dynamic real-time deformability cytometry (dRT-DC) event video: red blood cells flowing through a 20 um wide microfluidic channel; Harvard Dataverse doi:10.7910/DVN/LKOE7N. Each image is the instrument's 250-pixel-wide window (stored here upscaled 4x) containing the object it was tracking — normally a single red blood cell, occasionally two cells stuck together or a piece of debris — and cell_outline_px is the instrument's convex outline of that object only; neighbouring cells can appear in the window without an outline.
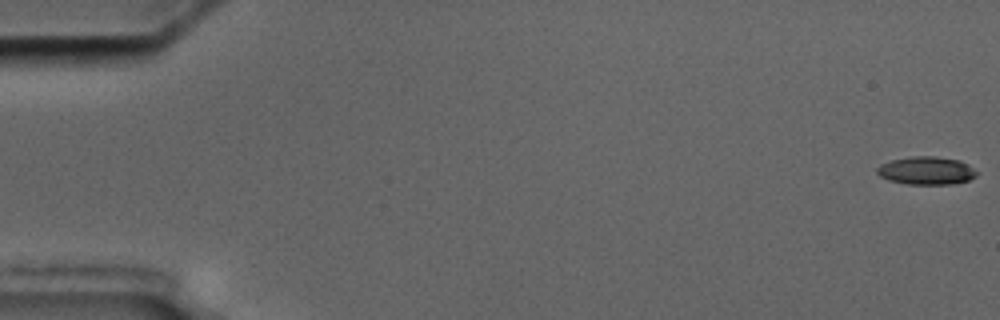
{"species": "common noctule bat (a hibernating species)", "species_latin": "Nyctalus noctula", "temperature_condition": "cold", "stored_images_in_passage": 57, "camera_frame_rate_fps": 3000, "um_per_image_px": 0.085, "animal": {"sex": "male", "body_mass_g": 17.5, "forearm_length_mm": 52.3}, "frame": {"image": 1, "passage_image": 1, "time_ms": 0.0, "image_size_px": [1000, 320], "cell_outline_px": [[980, 172], [976, 176], [968, 180], [952, 184], [904, 184], [888, 180], [880, 176], [876, 172], [876, 168], [880, 164], [892, 160], [912, 156], [936, 156], [960, 160], [968, 164]], "centroid_in_image_um": [78.75, 14.5], "position_along_channel_um": 6.2, "area_um2": 16.47}}
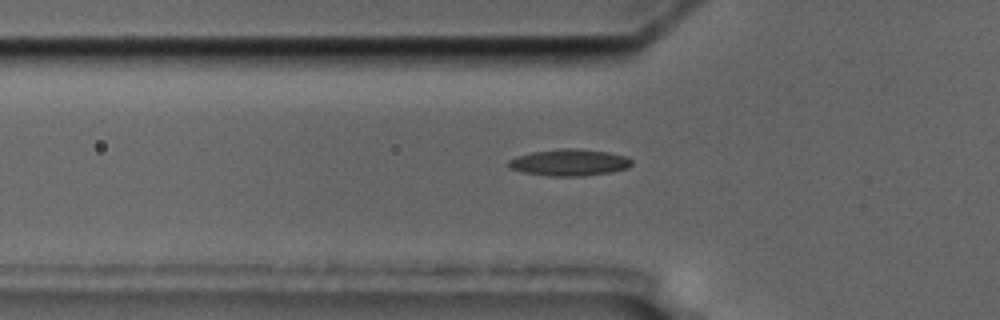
{"frame": {"image": 2, "passage_image": 20, "time_ms": 6.333, "image_size_px": [1000, 320], "cell_outline_px": [[632, 164], [628, 168], [612, 172], [580, 176], [548, 176], [524, 172], [512, 168], [508, 164], [508, 160], [516, 156], [532, 152], [564, 148], [580, 148], [608, 152], [624, 156], [632, 160]], "centroid_in_image_um": [48.41, 13.8], "position_along_channel_um": 77.4, "area_um2": 19.07}}
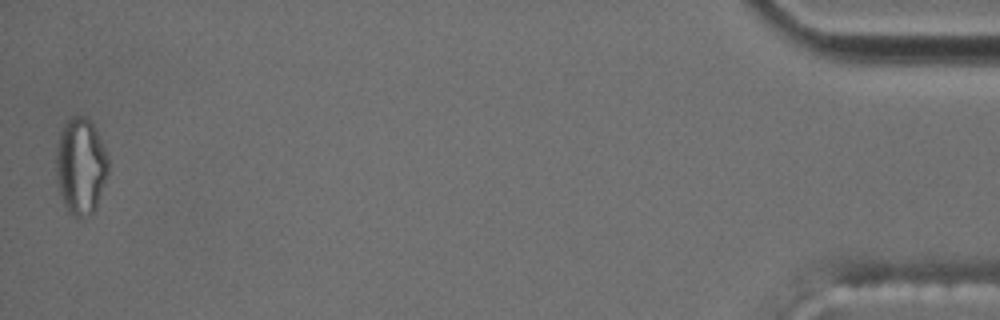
{"frame": {"image": 3, "passage_image": 57, "time_ms": 18.667, "image_size_px": [1000, 320], "cell_outline_px": [[108, 172], [96, 208], [88, 216], [76, 216], [68, 212], [64, 204], [60, 192], [56, 172], [56, 156], [60, 132], [64, 124], [72, 116], [84, 116], [96, 128], [104, 148], [108, 160]], "centroid_in_image_um": [6.86, 14.12], "position_along_channel_um": 428.3, "area_um2": 28.96}}